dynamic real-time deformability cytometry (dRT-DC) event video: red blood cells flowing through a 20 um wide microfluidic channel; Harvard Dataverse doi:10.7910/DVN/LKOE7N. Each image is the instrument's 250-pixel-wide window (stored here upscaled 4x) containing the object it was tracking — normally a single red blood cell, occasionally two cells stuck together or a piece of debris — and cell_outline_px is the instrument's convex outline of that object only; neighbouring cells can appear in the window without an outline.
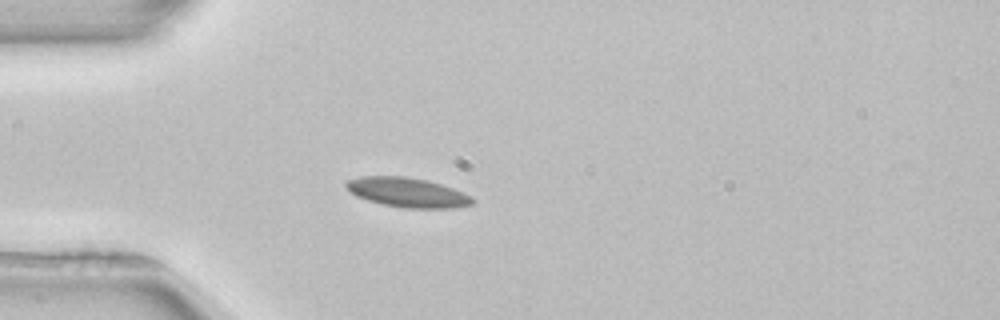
{"species": "common noctule bat (a hibernating species)", "species_latin": "Nyctalus noctula", "temperature_condition": "room temperature", "stored_images_in_passage": 39, "camera_frame_rate_fps": 3000, "um_per_image_px": 0.085, "animal": {"sex": "female", "body_mass_g": 22.7, "forearm_length_mm": 54.2}, "frame": {"image": 1, "passage_image": 1, "time_ms": 0.0, "image_size_px": [1000, 320], "cell_outline_px": [[476, 200], [472, 204], [452, 208], [404, 208], [380, 204], [356, 196], [344, 188], [344, 184], [348, 180], [360, 176], [404, 176], [428, 180], [464, 192], [472, 196]], "centroid_in_image_um": [34.61, 16.35], "position_along_channel_um": 50.4, "area_um2": 21.96}}
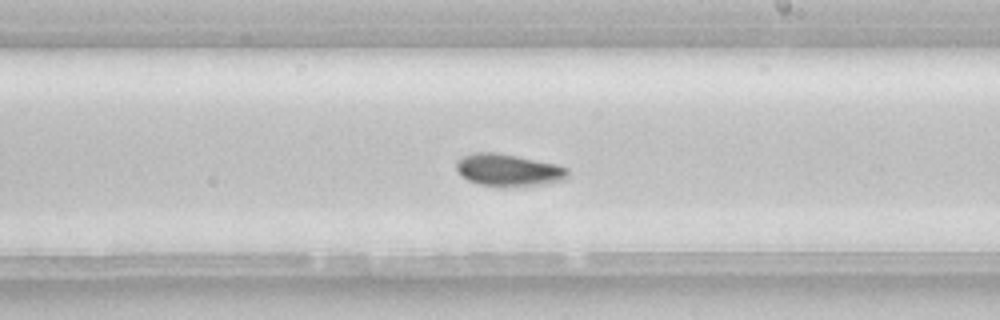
{"frame": {"image": 2, "passage_image": 17, "time_ms": 5.333, "image_size_px": [1000, 320], "cell_outline_px": [[568, 176], [564, 180], [536, 184], [480, 184], [468, 180], [456, 168], [456, 160], [472, 152], [496, 152], [556, 164], [568, 168]], "centroid_in_image_um": [43.2, 14.4], "position_along_channel_um": 245.8, "area_um2": 20.0}, "authors_computed_cell_mechanics": {"area_um2": 20.3456, "velocity_mm_per_s": 3.8955, "shape_relaxation_time_tau1_ms": 5.5154, "shape_relaxation_time_tau2_ms": 4.7725, "deformation_change_tau1": 0.1198, "deformation_change_tau2": 0.0559}}